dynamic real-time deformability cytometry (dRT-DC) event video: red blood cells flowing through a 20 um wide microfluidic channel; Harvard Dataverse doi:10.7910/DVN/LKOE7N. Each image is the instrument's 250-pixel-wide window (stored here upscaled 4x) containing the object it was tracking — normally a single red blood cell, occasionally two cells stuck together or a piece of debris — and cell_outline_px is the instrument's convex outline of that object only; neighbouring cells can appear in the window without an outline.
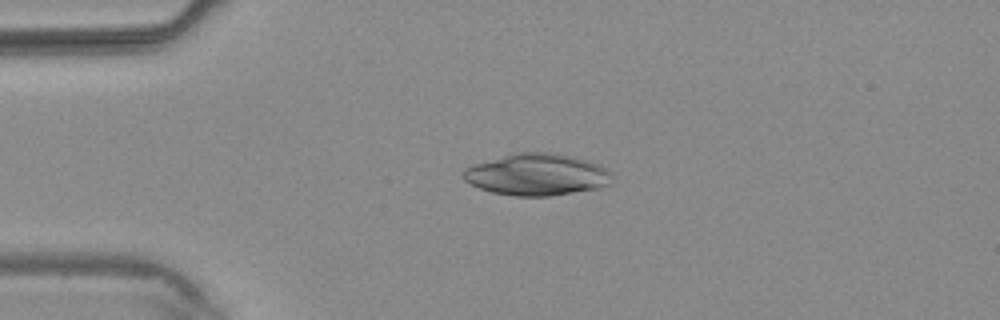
{"species": "common noctule bat (a hibernating species)", "species_latin": "Nyctalus noctula", "temperature_condition": "warm", "stored_images_in_passage": 1, "camera_frame_rate_fps": 3000, "um_per_image_px": 0.085, "animal": {"sex": "male", "body_mass_g": 20.4}, "frame": {"image": 1, "passage_image": 1, "time_ms": 0.0, "image_size_px": [1000, 320], "cell_outline_px": [[608, 184], [600, 188], [548, 196], [516, 196], [492, 192], [480, 188], [464, 180], [464, 168], [476, 164], [516, 152], [548, 152], [572, 156], [600, 164], [608, 168]], "centroid_in_image_um": [45.63, 14.84], "position_along_channel_um": 39.4, "area_um2": 35.72}}